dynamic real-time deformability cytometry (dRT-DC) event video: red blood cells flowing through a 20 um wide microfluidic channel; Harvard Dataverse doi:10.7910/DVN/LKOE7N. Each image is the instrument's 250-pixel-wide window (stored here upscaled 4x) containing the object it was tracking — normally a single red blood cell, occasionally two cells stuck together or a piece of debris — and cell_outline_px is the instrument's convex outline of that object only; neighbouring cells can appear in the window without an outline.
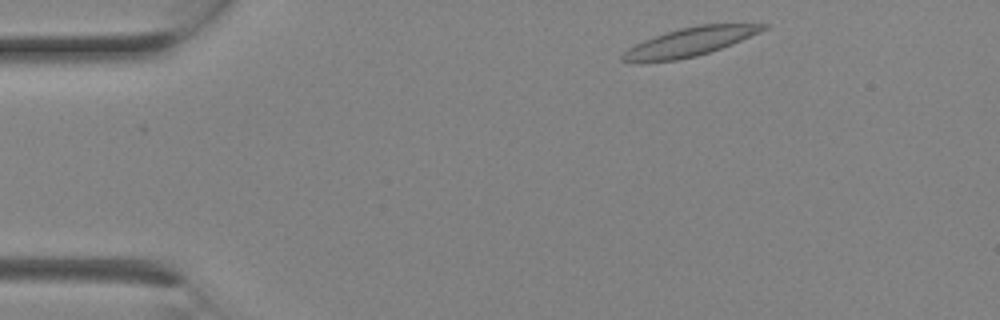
{"species": "Egyptian fruit bat (a non-hibernating species)", "species_latin": "Rousettus aegyptiacus", "temperature_condition": "room temperature", "stored_images_in_passage": 3, "segment_of_instrument_passage": [2, 2], "camera_frame_rate_fps": 3000, "um_per_image_px": 0.085, "animal": {"sex": "female"}, "frame": {"image": 1, "passage_image": 3, "time_ms": 0.667, "image_size_px": [1000, 320], "cell_outline_px": [[768, 28], [760, 32], [732, 44], [696, 56], [676, 60], [620, 60], [620, 56], [628, 48], [644, 40], [664, 32], [680, 28], [700, 24], [768, 24]], "centroid_in_image_um": [58.69, 3.52], "position_along_channel_um": 26.3, "area_um2": 22.77}}